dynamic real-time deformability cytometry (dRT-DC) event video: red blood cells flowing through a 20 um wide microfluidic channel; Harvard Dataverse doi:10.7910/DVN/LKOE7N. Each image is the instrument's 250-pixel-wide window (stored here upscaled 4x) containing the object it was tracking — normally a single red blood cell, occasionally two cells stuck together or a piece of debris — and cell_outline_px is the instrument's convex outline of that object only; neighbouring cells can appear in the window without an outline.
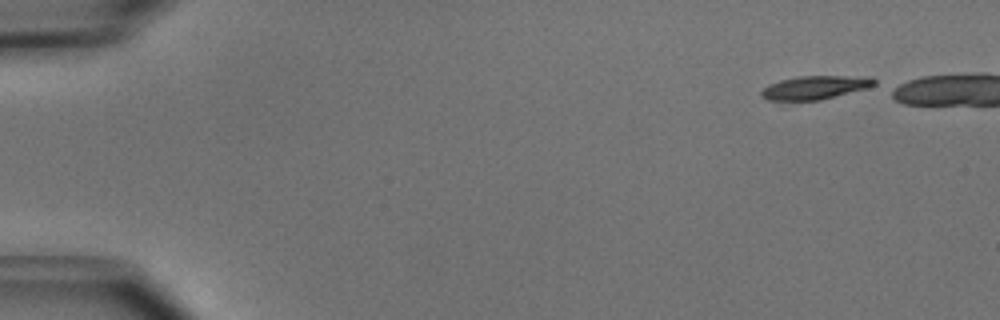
{"species": "common noctule bat (a hibernating species)", "species_latin": "Nyctalus noctula", "temperature_condition": "cold", "stored_images_in_passage": 46, "camera_frame_rate_fps": 3000, "um_per_image_px": 0.085, "animal": {"sex": "male", "body_mass_g": 15.6}, "frame": {"image": 1, "passage_image": 1, "time_ms": 0.0, "image_size_px": [1000, 320], "cell_outline_px": [[876, 84], [868, 88], [820, 100], [768, 100], [760, 96], [760, 92], [768, 84], [780, 80], [796, 76], [844, 76], [876, 80]], "centroid_in_image_um": [69.19, 7.45], "position_along_channel_um": 15.8, "area_um2": 15.2}}
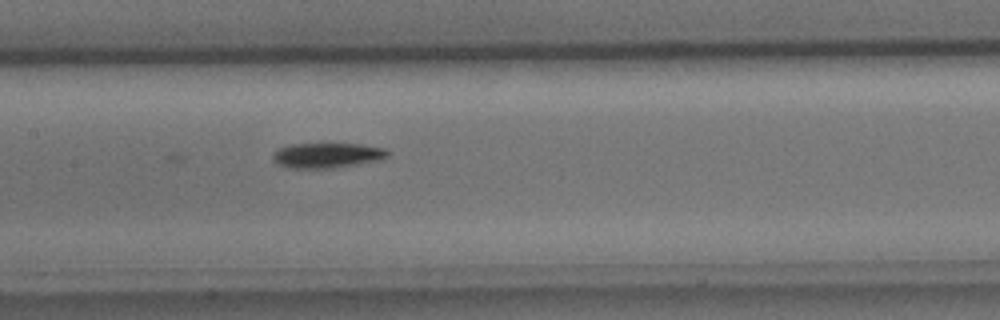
{"frame": {"image": 2, "passage_image": 22, "time_ms": 7.0, "image_size_px": [1000, 320], "cell_outline_px": [[392, 152], [384, 160], [332, 168], [288, 168], [272, 160], [272, 152], [280, 148], [292, 144], [360, 144], [388, 148]], "centroid_in_image_um": [27.89, 13.2], "position_along_channel_um": 179.5, "area_um2": 17.05}}
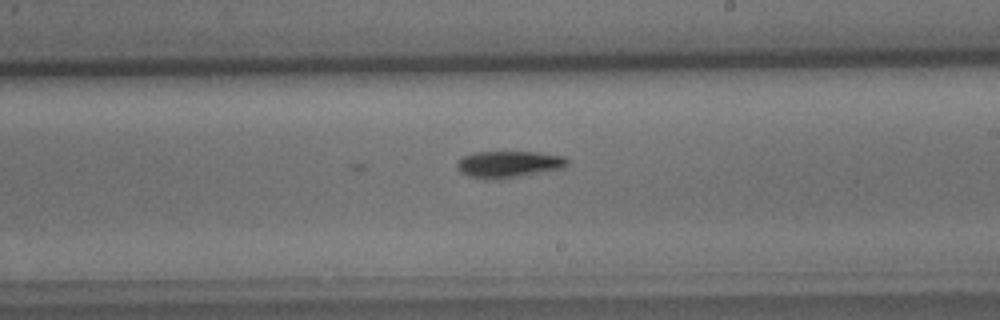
{"frame": {"image": 3, "passage_image": 27, "time_ms": 8.667, "image_size_px": [1000, 320], "cell_outline_px": [[568, 164], [564, 168], [504, 180], [484, 180], [468, 176], [460, 172], [456, 168], [456, 164], [464, 156], [476, 152], [536, 152], [564, 156], [568, 160]], "centroid_in_image_um": [43.24, 13.99], "position_along_channel_um": 245.8, "area_um2": 17.57}}